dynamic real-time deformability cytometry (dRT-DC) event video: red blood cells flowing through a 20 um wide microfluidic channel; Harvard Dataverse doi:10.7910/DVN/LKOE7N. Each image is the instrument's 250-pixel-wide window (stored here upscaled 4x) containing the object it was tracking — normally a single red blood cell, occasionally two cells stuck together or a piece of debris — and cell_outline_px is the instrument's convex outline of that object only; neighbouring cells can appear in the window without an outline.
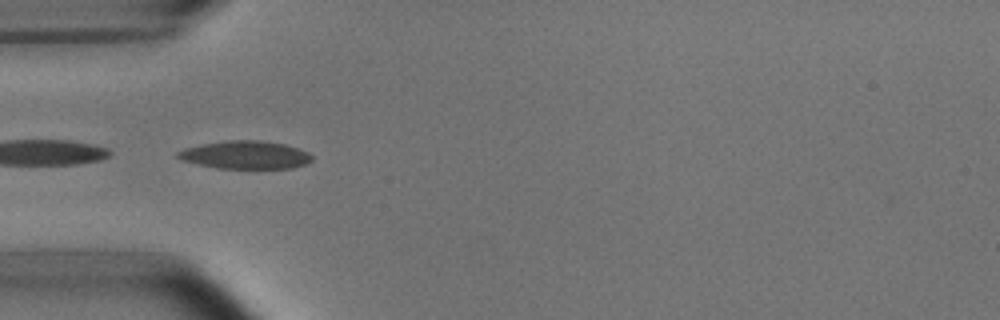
{"species": "common noctule bat (a hibernating species)", "species_latin": "Nyctalus noctula", "temperature_condition": "room temperature", "stored_images_in_passage": 17, "camera_frame_rate_fps": 3000, "um_per_image_px": 0.085, "animal": {"sex": "male", "body_mass_g": 15.6}, "frame": {"image": 1, "passage_image": 1, "time_ms": 0.0, "image_size_px": [1000, 320], "cell_outline_px": [[312, 160], [304, 164], [292, 168], [216, 168], [196, 164], [184, 160], [176, 156], [176, 152], [184, 148], [204, 144], [228, 140], [260, 140], [284, 144], [308, 152], [312, 156]], "centroid_in_image_um": [20.84, 13.17], "position_along_channel_um": 64.2, "area_um2": 21.68}}
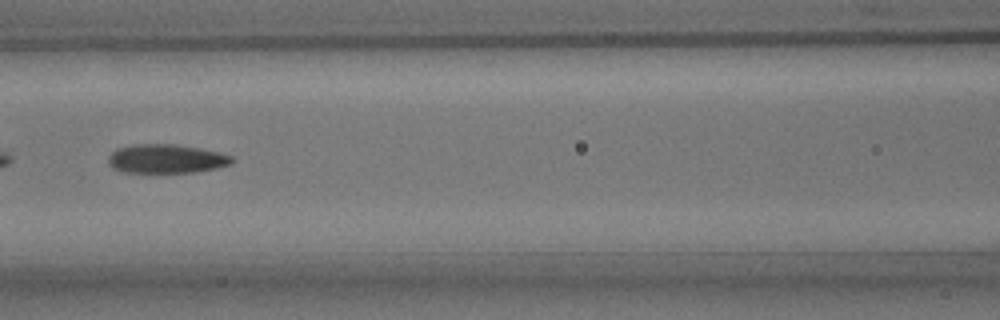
{"frame": {"image": 2, "passage_image": 8, "time_ms": 2.333, "image_size_px": [1000, 320], "cell_outline_px": [[232, 164], [216, 168], [196, 172], [124, 172], [112, 168], [108, 164], [108, 156], [116, 148], [132, 144], [172, 144], [200, 148], [232, 156]], "centroid_in_image_um": [14.08, 13.49], "position_along_channel_um": 152.5, "area_um2": 20.81}}